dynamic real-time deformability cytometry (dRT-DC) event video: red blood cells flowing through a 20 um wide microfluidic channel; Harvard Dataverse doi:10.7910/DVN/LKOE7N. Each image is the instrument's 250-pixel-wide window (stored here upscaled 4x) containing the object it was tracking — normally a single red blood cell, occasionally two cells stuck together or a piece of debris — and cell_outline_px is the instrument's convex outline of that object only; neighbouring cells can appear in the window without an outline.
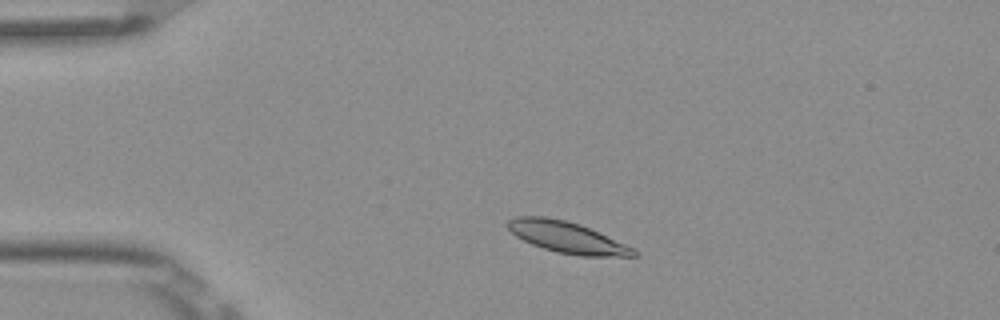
{"species": "Egyptian fruit bat (a non-hibernating species)", "species_latin": "Rousettus aegyptiacus", "temperature_condition": "room temperature", "stored_images_in_passage": 3, "camera_frame_rate_fps": 3000, "um_per_image_px": 0.085, "frame": {"image": 1, "passage_image": 1, "time_ms": 0.0, "image_size_px": [1000, 320], "cell_outline_px": [[640, 252], [636, 256], [580, 256], [556, 252], [532, 244], [516, 236], [508, 228], [508, 220], [516, 216], [544, 216], [564, 220], [580, 224], [624, 244]], "centroid_in_image_um": [48.18, 20.17], "position_along_channel_um": 36.8, "area_um2": 22.6}}
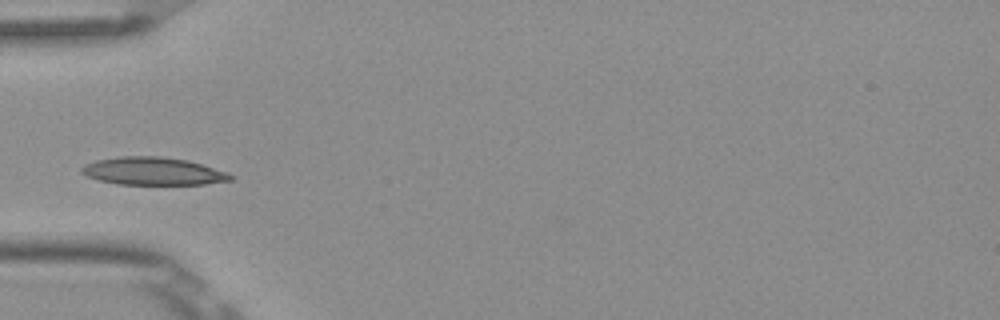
{"frame": {"image": 2, "passage_image": 3, "time_ms": 0.667, "image_size_px": [1000, 320], "cell_outline_px": [[232, 180], [204, 184], [116, 184], [100, 180], [88, 176], [80, 172], [80, 168], [84, 164], [96, 160], [120, 156], [160, 156], [188, 160], [228, 172], [232, 176]], "centroid_in_image_um": [12.99, 14.54], "position_along_channel_um": 72.0, "area_um2": 24.04}}